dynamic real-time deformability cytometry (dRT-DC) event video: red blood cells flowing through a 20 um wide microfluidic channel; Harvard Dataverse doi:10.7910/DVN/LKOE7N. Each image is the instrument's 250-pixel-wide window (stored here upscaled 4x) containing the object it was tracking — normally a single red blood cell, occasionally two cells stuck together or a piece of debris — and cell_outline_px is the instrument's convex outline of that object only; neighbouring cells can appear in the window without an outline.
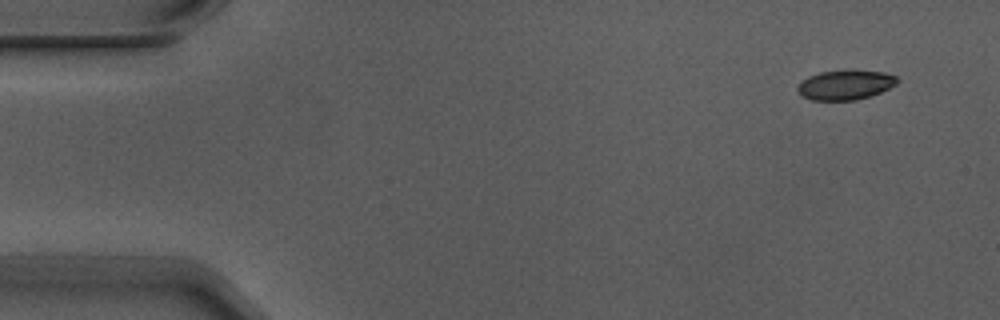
{"species": "Egyptian fruit bat (a non-hibernating species)", "species_latin": "Rousettus aegyptiacus", "temperature_condition": "warm", "stored_images_in_passage": 4, "camera_frame_rate_fps": 3000, "um_per_image_px": 0.085, "animal": {"sex": "male"}, "frame": {"image": 1, "passage_image": 1, "time_ms": 0.0, "image_size_px": [1000, 320], "cell_outline_px": [[900, 80], [896, 84], [880, 92], [856, 100], [812, 100], [800, 96], [796, 88], [808, 76], [820, 72], [884, 72], [896, 76]], "centroid_in_image_um": [71.83, 7.25], "position_along_channel_um": 13.2, "area_um2": 16.65}}
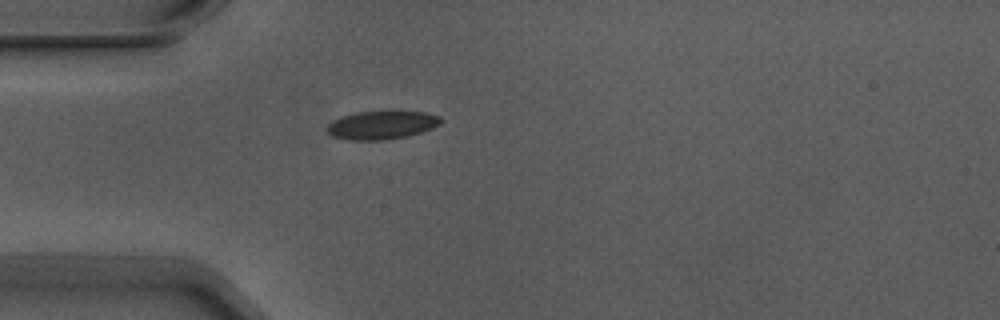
{"frame": {"image": 2, "passage_image": 4, "time_ms": 1.0, "image_size_px": [1000, 320], "cell_outline_px": [[440, 124], [432, 128], [408, 136], [388, 140], [348, 140], [332, 136], [324, 128], [332, 120], [340, 116], [356, 112], [392, 108], [428, 112], [440, 116]], "centroid_in_image_um": [32.44, 10.57], "position_along_channel_um": 52.6, "area_um2": 19.88}}